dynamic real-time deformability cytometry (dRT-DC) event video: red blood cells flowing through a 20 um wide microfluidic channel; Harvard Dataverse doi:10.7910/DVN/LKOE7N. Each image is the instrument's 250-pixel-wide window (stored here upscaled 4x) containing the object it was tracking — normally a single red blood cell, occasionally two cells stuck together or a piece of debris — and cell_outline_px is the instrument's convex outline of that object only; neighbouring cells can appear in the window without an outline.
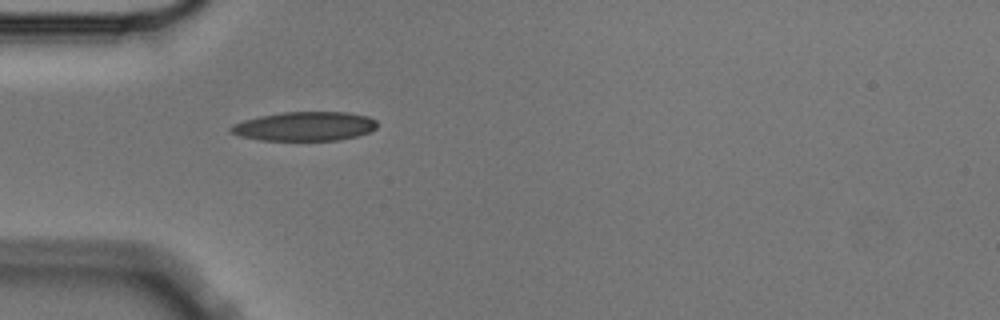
{"species": "Egyptian fruit bat (a non-hibernating species)", "species_latin": "Rousettus aegyptiacus", "temperature_condition": "cold", "stored_images_in_passage": 1, "camera_frame_rate_fps": 3000, "um_per_image_px": 0.085, "animal": {"sex": "male"}, "frame": {"image": 1, "passage_image": 1, "time_ms": 0.0, "image_size_px": [1000, 320], "cell_outline_px": [[376, 128], [368, 132], [356, 136], [336, 140], [260, 140], [240, 136], [232, 132], [228, 128], [232, 124], [244, 120], [260, 116], [284, 112], [348, 112], [368, 116], [376, 120]], "centroid_in_image_um": [25.89, 10.73], "position_along_channel_um": 59.1, "area_um2": 24.68}}